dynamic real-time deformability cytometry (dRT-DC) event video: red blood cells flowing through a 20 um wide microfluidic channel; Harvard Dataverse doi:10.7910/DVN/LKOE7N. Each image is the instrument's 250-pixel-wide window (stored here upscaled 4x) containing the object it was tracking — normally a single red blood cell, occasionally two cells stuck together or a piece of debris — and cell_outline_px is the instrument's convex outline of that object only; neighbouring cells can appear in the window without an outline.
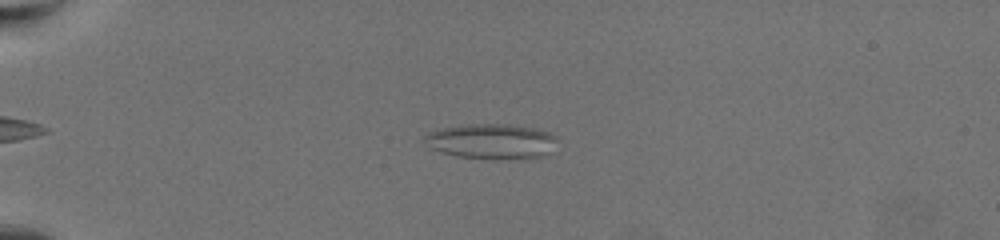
{"species": "common noctule bat (a hibernating species)", "species_latin": "Nyctalus noctula", "temperature_condition": "warm", "stored_images_in_passage": 59, "camera_frame_rate_fps": 3000, "um_per_image_px": 0.085, "animal": {"sex": "female", "body_mass_g": 19.5, "forearm_length_mm": 54.1}, "frame": {"image": 1, "passage_image": 13, "time_ms": 4.0, "image_size_px": [1000, 240], "cell_outline_px": [[556, 140], [548, 156], [496, 160], [492, 160], [456, 156], [440, 152], [424, 144], [424, 136], [428, 132], [444, 128], [472, 124], [500, 124], [532, 128], [548, 132], [556, 136]], "centroid_in_image_um": [41.76, 12.04], "position_along_channel_um": 43.2, "area_um2": 27.17}}
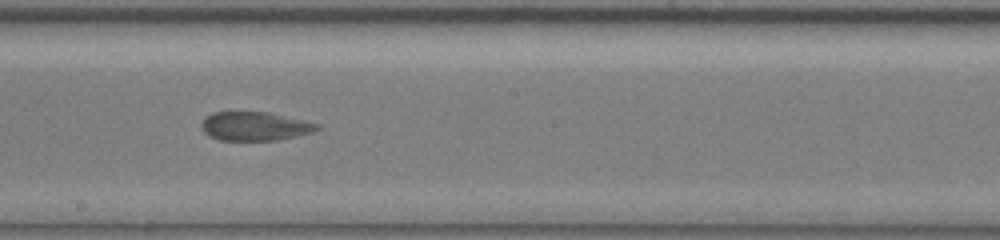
{"frame": {"image": 2, "passage_image": 34, "time_ms": 11.0, "image_size_px": [1000, 240], "cell_outline_px": [[320, 128], [312, 132], [296, 136], [276, 140], [220, 140], [208, 136], [200, 128], [200, 124], [204, 116], [212, 112], [268, 112], [304, 120], [320, 124]], "centroid_in_image_um": [21.61, 10.72], "position_along_channel_um": 226.6, "area_um2": 19.54}}
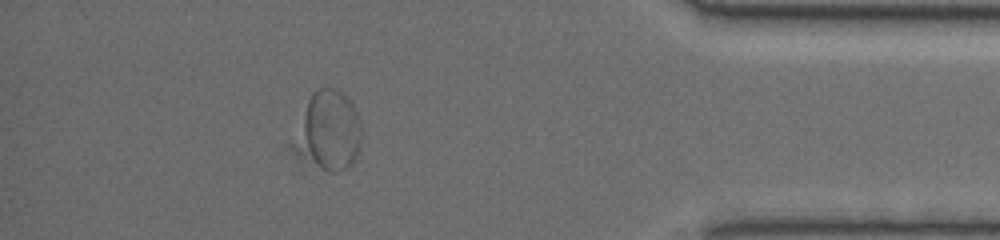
{"frame": {"image": 3, "passage_image": 53, "time_ms": 17.333, "image_size_px": [1000, 240], "cell_outline_px": [[360, 144], [356, 156], [352, 164], [348, 168], [336, 172], [332, 172], [324, 168], [312, 156], [304, 132], [304, 120], [308, 100], [312, 92], [316, 88], [332, 88], [348, 96], [356, 112], [360, 128]], "centroid_in_image_um": [28.22, 10.98], "position_along_channel_um": 407.0, "area_um2": 26.82}}